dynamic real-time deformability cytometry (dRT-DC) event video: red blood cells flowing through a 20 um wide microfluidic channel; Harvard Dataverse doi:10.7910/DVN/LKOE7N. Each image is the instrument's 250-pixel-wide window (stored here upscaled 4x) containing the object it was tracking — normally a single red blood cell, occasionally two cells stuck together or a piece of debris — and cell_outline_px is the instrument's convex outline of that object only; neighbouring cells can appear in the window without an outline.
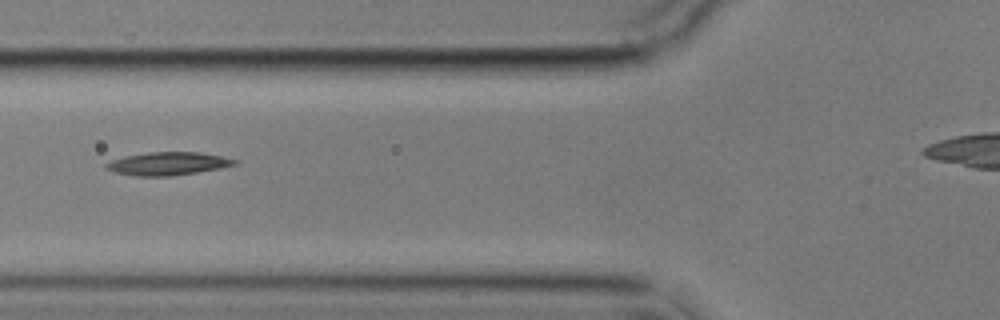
{"species": "common noctule bat (a hibernating species)", "species_latin": "Nyctalus noctula", "temperature_condition": "cold", "stored_images_in_passage": 7, "camera_frame_rate_fps": 3000, "um_per_image_px": 0.085, "animal": {"sex": "male", "body_mass_g": 17.9}, "frame": {"image": 1, "passage_image": 4, "time_ms": 3.333, "image_size_px": [1000, 320], "cell_outline_px": [[240, 160], [236, 164], [220, 168], [196, 172], [168, 176], [136, 176], [116, 172], [104, 168], [104, 164], [112, 160], [124, 156], [148, 152], [200, 152]], "centroid_in_image_um": [14.25, 13.9], "position_along_channel_um": 111.5, "area_um2": 17.17}}
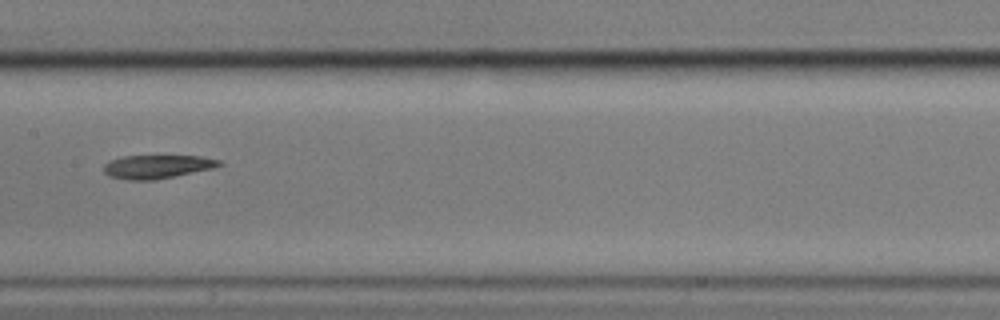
{"frame": {"image": 2, "passage_image": 6, "time_ms": 5.667, "image_size_px": [1000, 320], "cell_outline_px": [[224, 164], [212, 168], [176, 176], [156, 180], [128, 180], [108, 176], [104, 172], [104, 164], [112, 160], [124, 156], [200, 156], [220, 160]], "centroid_in_image_um": [13.36, 14.17], "position_along_channel_um": 194.0, "area_um2": 15.78}}
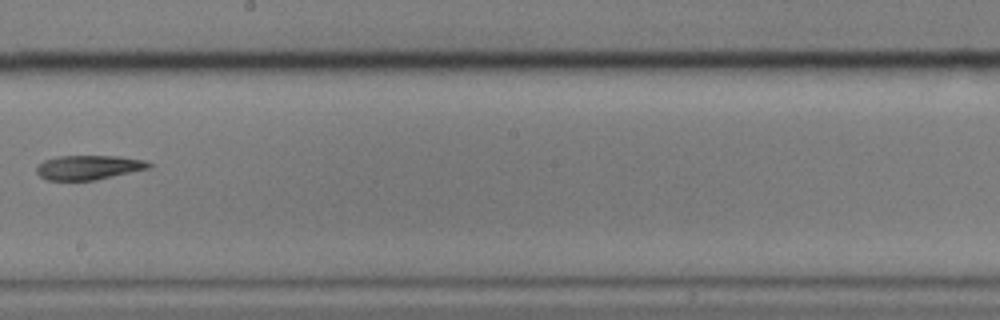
{"frame": {"image": 3, "passage_image": 7, "time_ms": 7.0, "image_size_px": [1000, 320], "cell_outline_px": [[152, 164], [148, 168], [96, 180], [48, 180], [40, 176], [36, 172], [36, 168], [44, 160], [56, 156], [120, 156], [144, 160]], "centroid_in_image_um": [7.51, 14.22], "position_along_channel_um": 240.7, "area_um2": 15.84}}